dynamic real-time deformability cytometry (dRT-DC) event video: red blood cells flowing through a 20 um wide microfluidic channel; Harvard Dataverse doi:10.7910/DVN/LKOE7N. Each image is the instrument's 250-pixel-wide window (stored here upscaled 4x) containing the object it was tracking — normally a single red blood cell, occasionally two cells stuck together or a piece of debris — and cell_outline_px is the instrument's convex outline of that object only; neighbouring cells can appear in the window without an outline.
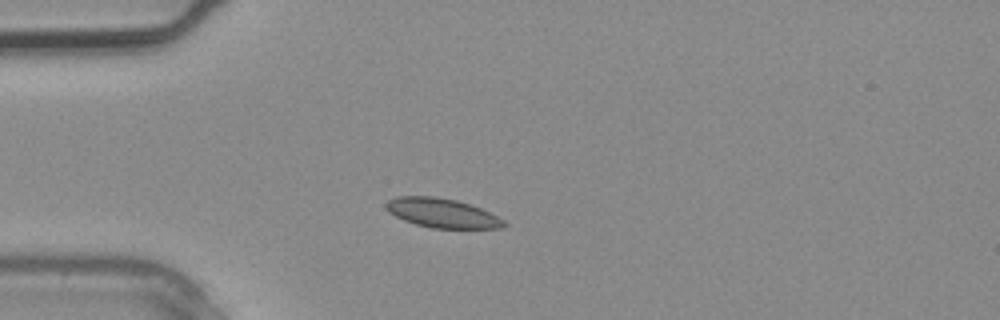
{"species": "common noctule bat (a hibernating species)", "species_latin": "Nyctalus noctula", "temperature_condition": "warm", "stored_images_in_passage": 2, "camera_frame_rate_fps": 3000, "um_per_image_px": 0.085, "animal": {"sex": "male", "body_mass_g": 20.4}, "frame": {"image": 1, "passage_image": 2, "time_ms": 0.333, "image_size_px": [1000, 320], "cell_outline_px": [[508, 224], [504, 228], [432, 228], [416, 224], [404, 220], [388, 212], [384, 204], [388, 200], [396, 196], [436, 196], [456, 200], [480, 208], [504, 220]], "centroid_in_image_um": [37.56, 18.1], "position_along_channel_um": 47.4, "area_um2": 20.06}}